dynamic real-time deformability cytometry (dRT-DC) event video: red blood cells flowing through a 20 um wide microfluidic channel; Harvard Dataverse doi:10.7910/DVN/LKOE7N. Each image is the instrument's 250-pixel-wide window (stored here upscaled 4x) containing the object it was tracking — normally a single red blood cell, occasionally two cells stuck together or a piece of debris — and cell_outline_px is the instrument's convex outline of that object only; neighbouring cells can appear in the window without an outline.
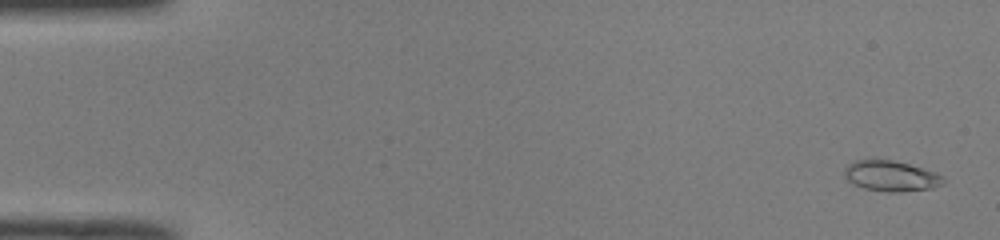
{"species": "common noctule bat (a hibernating species)", "species_latin": "Nyctalus noctula", "temperature_condition": "room temperature", "stored_images_in_passage": 50, "camera_frame_rate_fps": 3000, "um_per_image_px": 0.085, "animal": {"sex": "male", "body_mass_g": 19.0, "forearm_length_mm": 50.8}, "frame": {"image": 1, "passage_image": 1, "time_ms": 0.0, "image_size_px": [1000, 240], "cell_outline_px": [[944, 184], [932, 188], [900, 192], [888, 192], [864, 188], [852, 184], [844, 176], [844, 168], [852, 160], [872, 156], [892, 160], [908, 164], [936, 172], [944, 176]], "centroid_in_image_um": [75.68, 14.92], "position_along_channel_um": 9.3, "area_um2": 18.26}}
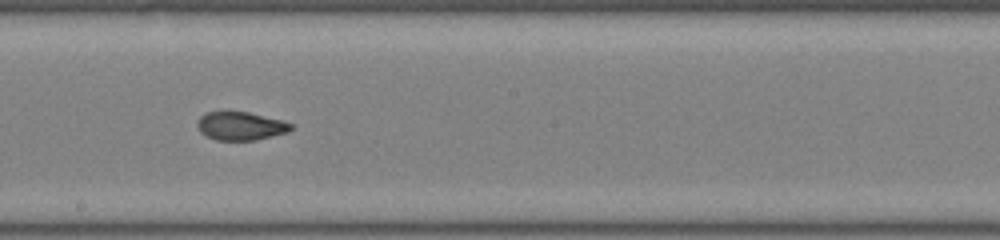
{"frame": {"image": 2, "passage_image": 28, "time_ms": 9.0, "image_size_px": [1000, 240], "cell_outline_px": [[292, 128], [288, 132], [256, 140], [216, 140], [200, 132], [196, 128], [196, 124], [200, 116], [208, 112], [248, 112], [284, 120], [292, 124]], "centroid_in_image_um": [20.45, 10.71], "position_along_channel_um": 227.7, "area_um2": 15.49}}
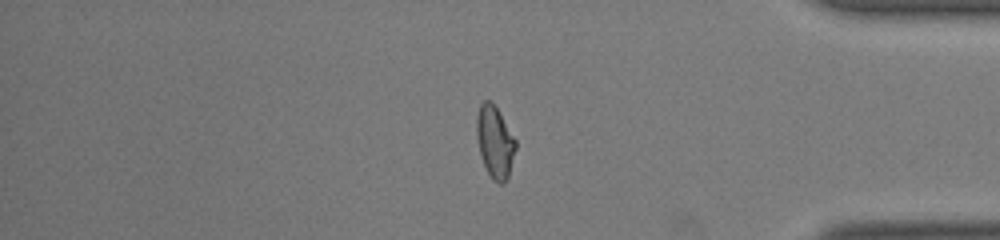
{"frame": {"image": 3, "passage_image": 42, "time_ms": 13.667, "image_size_px": [1000, 240], "cell_outline_px": [[516, 148], [508, 176], [504, 184], [500, 184], [492, 180], [480, 156], [476, 136], [476, 116], [480, 104], [484, 100], [492, 100], [516, 140]], "centroid_in_image_um": [42.05, 12.05], "position_along_channel_um": 393.2, "area_um2": 16.47}, "authors_computed_cell_mechanics": {"area_um2": 16.473, "velocity_mm_per_s": 4.0489, "shape_relaxation_time_tau1_ms": null, "shape_relaxation_time_tau2_ms": 1.1999, "deformation_change_tau1": null, "deformation_change_tau2": 0.061}}